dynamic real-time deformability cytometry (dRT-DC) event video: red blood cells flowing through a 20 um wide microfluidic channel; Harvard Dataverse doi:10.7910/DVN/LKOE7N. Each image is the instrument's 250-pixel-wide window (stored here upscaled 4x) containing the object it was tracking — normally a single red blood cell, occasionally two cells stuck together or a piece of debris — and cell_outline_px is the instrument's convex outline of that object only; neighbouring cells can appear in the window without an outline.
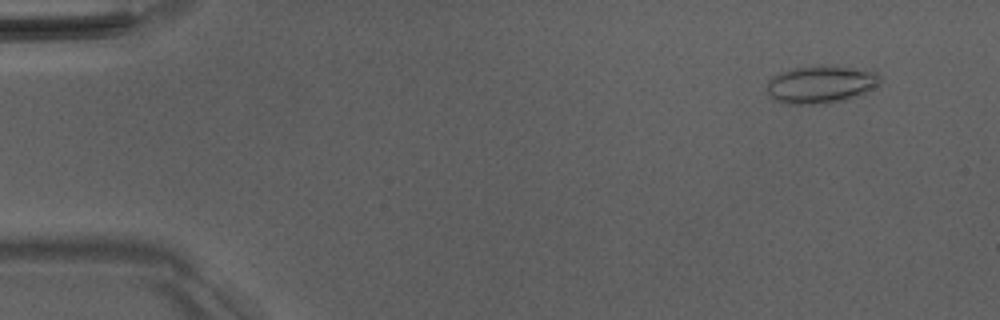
{"species": "Egyptian fruit bat (a non-hibernating species)", "species_latin": "Rousettus aegyptiacus", "temperature_condition": "room temperature", "stored_images_in_passage": 51, "camera_frame_rate_fps": 3000, "um_per_image_px": 0.085, "animal": {"sex": "male"}, "frame": {"image": 1, "passage_image": 4, "time_ms": 1.0, "image_size_px": [1000, 320], "cell_outline_px": [[880, 84], [860, 96], [828, 104], [784, 104], [772, 100], [768, 96], [768, 80], [772, 76], [780, 72], [792, 68], [872, 68], [880, 76]], "centroid_in_image_um": [69.78, 7.22], "position_along_channel_um": 15.2, "area_um2": 24.8}}
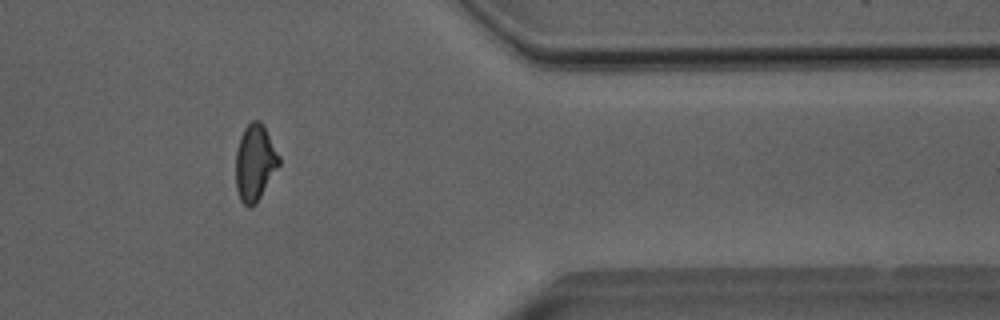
{"frame": {"image": 2, "passage_image": 42, "time_ms": 13.667, "image_size_px": [1000, 320], "cell_outline_px": [[280, 164], [256, 204], [252, 208], [248, 208], [240, 200], [236, 188], [236, 152], [244, 128], [252, 120], [260, 120], [280, 156]], "centroid_in_image_um": [21.67, 13.86], "position_along_channel_um": 389.7, "area_um2": 19.13}}
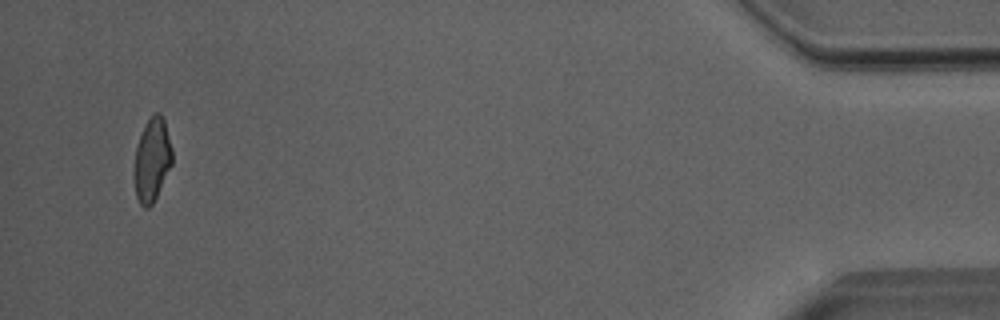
{"frame": {"image": 3, "passage_image": 49, "time_ms": 16.0, "image_size_px": [1000, 320], "cell_outline_px": [[172, 164], [152, 204], [148, 208], [144, 208], [140, 204], [136, 196], [132, 172], [136, 148], [140, 136], [148, 120], [156, 112], [160, 112], [164, 120], [172, 148]], "centroid_in_image_um": [12.9, 13.62], "position_along_channel_um": 422.3, "area_um2": 18.44}, "authors_computed_cell_mechanics": {"area_um2": 19.7676, "velocity_mm_per_s": 4.0399, "shape_relaxation_time_tau1_ms": 8.1723, "shape_relaxation_time_tau2_ms": 1.7969, "deformation_change_tau1": 0.188, "deformation_change_tau2": 0.0757}}